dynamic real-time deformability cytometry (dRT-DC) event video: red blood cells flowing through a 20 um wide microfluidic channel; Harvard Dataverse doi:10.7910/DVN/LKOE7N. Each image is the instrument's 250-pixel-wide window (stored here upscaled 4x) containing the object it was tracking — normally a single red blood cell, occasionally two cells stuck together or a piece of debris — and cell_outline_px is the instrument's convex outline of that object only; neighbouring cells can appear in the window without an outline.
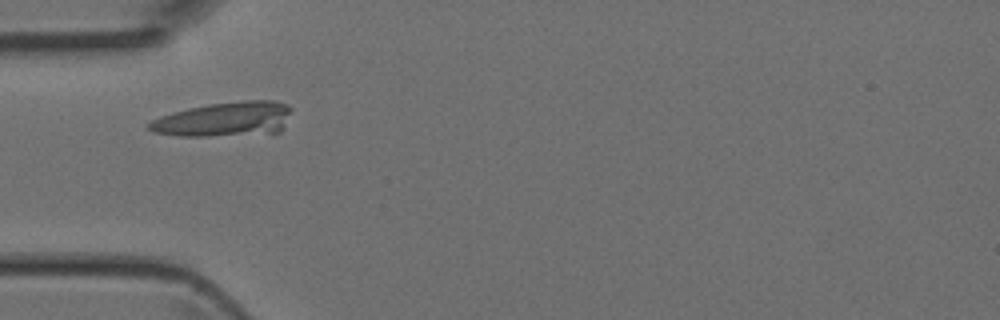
{"species": "Egyptian fruit bat (a non-hibernating species)", "species_latin": "Rousettus aegyptiacus", "temperature_condition": "room temperature", "stored_images_in_passage": 2, "camera_frame_rate_fps": 3000, "um_per_image_px": 0.085, "animal": {"sex": "female"}, "frame": {"image": 1, "passage_image": 1, "time_ms": 0.0, "image_size_px": [1000, 320], "cell_outline_px": [[292, 108], [284, 128], [280, 132], [208, 136], [180, 136], [152, 132], [148, 128], [148, 124], [152, 120], [160, 116], [172, 112], [188, 108], [208, 104], [244, 100], [276, 100], [288, 104]], "centroid_in_image_um": [19.1, 10.12], "position_along_channel_um": 65.9, "area_um2": 28.84}}
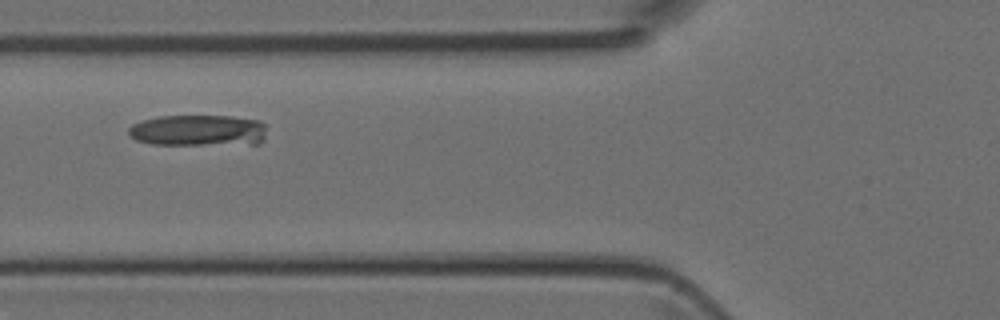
{"frame": {"image": 2, "passage_image": 2, "time_ms": 0.333, "image_size_px": [1000, 320], "cell_outline_px": [[264, 140], [260, 144], [152, 144], [136, 140], [128, 136], [128, 128], [132, 124], [144, 120], [160, 116], [232, 116], [260, 120], [264, 124]], "centroid_in_image_um": [16.86, 11.09], "position_along_channel_um": 108.9, "area_um2": 25.26}}